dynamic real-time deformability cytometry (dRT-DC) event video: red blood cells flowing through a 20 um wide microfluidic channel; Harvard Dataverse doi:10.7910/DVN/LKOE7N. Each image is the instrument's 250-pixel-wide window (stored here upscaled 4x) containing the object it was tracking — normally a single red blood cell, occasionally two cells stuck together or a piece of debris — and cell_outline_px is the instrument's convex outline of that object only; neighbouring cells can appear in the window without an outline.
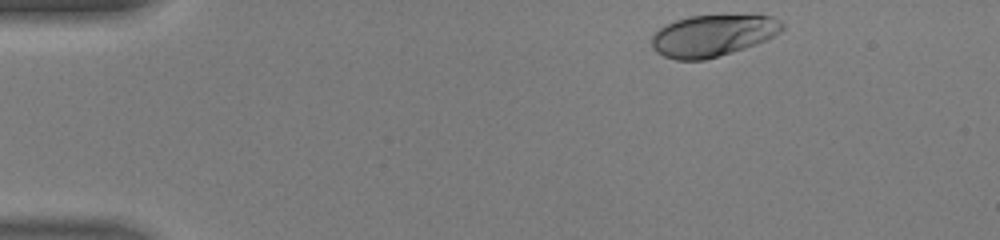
{"species": "human", "species_latin": "Homo sapiens", "temperature_condition": "warm", "stored_images_in_passage": 40, "camera_frame_rate_fps": 3000, "um_per_image_px": 0.085, "donor": {"sex": "male"}, "frame": {"image": 1, "passage_image": 1, "time_ms": 0.0, "image_size_px": [1000, 240], "cell_outline_px": [[784, 28], [780, 32], [756, 44], [744, 48], [704, 60], [676, 60], [664, 56], [656, 52], [652, 48], [652, 36], [660, 28], [676, 20], [692, 16], [756, 12], [772, 16], [780, 20], [784, 24]], "centroid_in_image_um": [60.65, 2.97], "position_along_channel_um": 24.3, "area_um2": 32.31}}
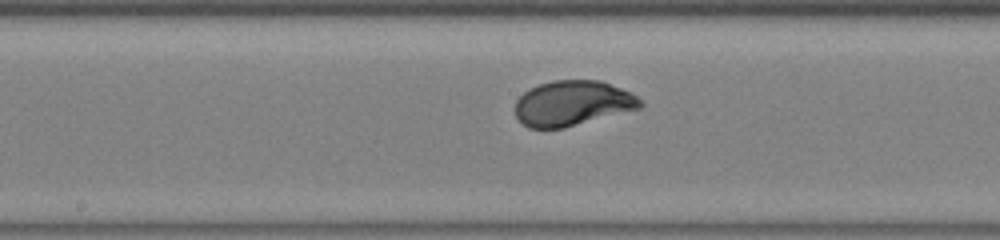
{"frame": {"image": 2, "passage_image": 19, "time_ms": 6.0, "image_size_px": [1000, 240], "cell_outline_px": [[644, 104], [640, 108], [564, 128], [528, 128], [516, 116], [516, 100], [524, 92], [540, 84], [552, 80], [600, 80], [620, 88], [636, 96]], "centroid_in_image_um": [48.65, 8.78], "position_along_channel_um": 199.5, "area_um2": 32.6}}
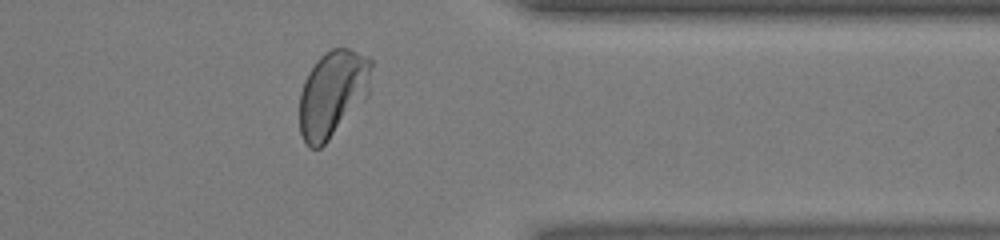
{"frame": {"image": 3, "passage_image": 32, "time_ms": 10.333, "image_size_px": [1000, 240], "cell_outline_px": [[372, 64], [368, 96], [328, 140], [320, 148], [308, 148], [300, 132], [300, 92], [304, 80], [308, 72], [316, 60], [324, 52], [332, 48], [348, 48], [368, 56], [372, 60]], "centroid_in_image_um": [28.27, 7.93], "position_along_channel_um": 383.1, "area_um2": 36.3}, "authors_computed_cell_mechanics": {"area_um2": 33.4662, "velocity_mm_per_s": 4.4315, "shape_relaxation_time_tau1_ms": 1.8445, "shape_relaxation_time_tau2_ms": null, "deformation_change_tau1": 0.1616, "deformation_change_tau2": null}}